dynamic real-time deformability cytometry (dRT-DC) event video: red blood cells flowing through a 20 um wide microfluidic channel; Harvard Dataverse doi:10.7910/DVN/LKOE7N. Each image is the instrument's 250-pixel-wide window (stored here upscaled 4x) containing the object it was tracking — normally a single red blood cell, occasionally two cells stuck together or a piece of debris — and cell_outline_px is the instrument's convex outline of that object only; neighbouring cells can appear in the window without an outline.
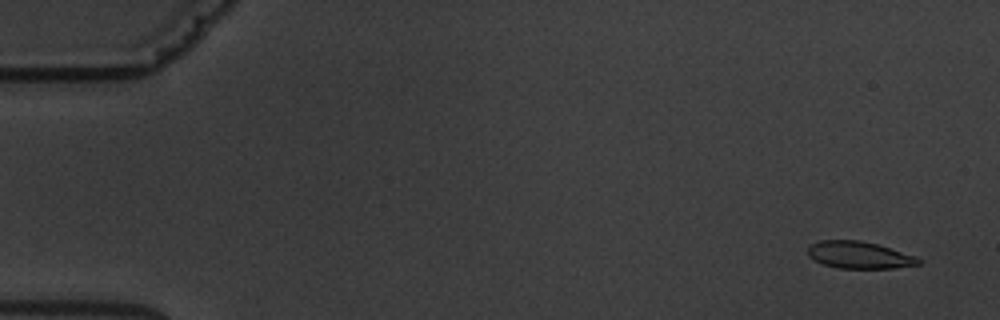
{"species": "common noctule bat (a hibernating species)", "species_latin": "Nyctalus noctula", "temperature_condition": "warm", "stored_images_in_passage": 5, "camera_frame_rate_fps": 3000, "um_per_image_px": 0.085, "animal": {"sex": "male", "body_mass_g": 19.5, "forearm_length_mm": 54.6}, "frame": {"image": 1, "passage_image": 1, "time_ms": 0.0, "image_size_px": [1000, 320], "cell_outline_px": [[920, 264], [892, 268], [840, 268], [824, 264], [808, 256], [808, 248], [812, 244], [820, 240], [860, 240], [876, 244], [916, 256], [920, 260]], "centroid_in_image_um": [73.02, 21.67], "position_along_channel_um": 12.0, "area_um2": 17.17}}
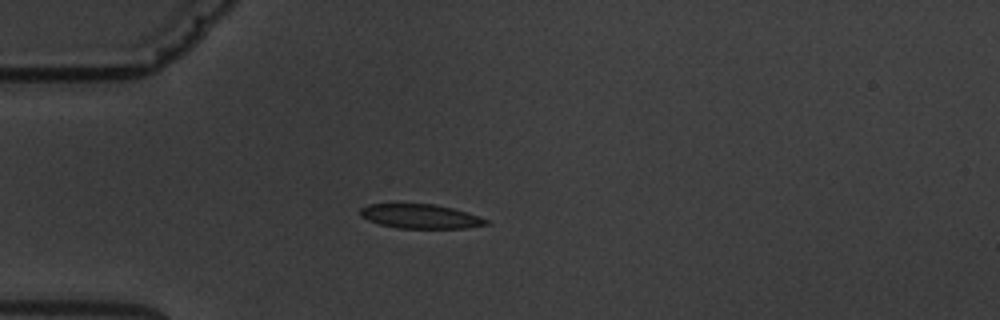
{"frame": {"image": 2, "passage_image": 5, "time_ms": 4.333, "image_size_px": [1000, 320], "cell_outline_px": [[488, 224], [468, 228], [396, 228], [380, 224], [368, 220], [360, 216], [360, 208], [368, 204], [432, 204], [452, 208], [468, 212], [480, 216], [488, 220]], "centroid_in_image_um": [35.74, 18.39], "position_along_channel_um": 49.3, "area_um2": 17.8}}